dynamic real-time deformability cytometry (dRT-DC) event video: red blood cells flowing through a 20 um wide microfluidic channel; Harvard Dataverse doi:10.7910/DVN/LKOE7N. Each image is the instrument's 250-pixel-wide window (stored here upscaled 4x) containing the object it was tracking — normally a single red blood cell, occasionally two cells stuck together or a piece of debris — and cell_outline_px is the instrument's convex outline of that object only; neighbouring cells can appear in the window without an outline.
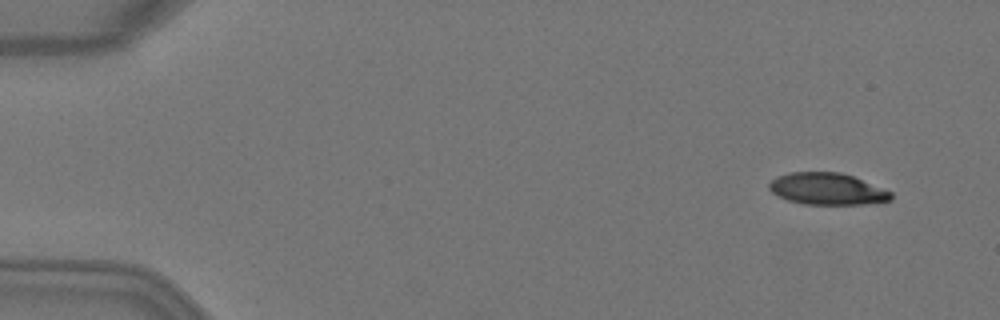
{"species": "Egyptian fruit bat (a non-hibernating species)", "species_latin": "Rousettus aegyptiacus", "temperature_condition": "warm", "stored_images_in_passage": 4, "camera_frame_rate_fps": 3000, "um_per_image_px": 0.085, "animal": {"sex": "female"}, "frame": {"image": 1, "passage_image": 1, "time_ms": 0.0, "image_size_px": [1000, 320], "cell_outline_px": [[892, 200], [868, 204], [804, 204], [788, 200], [772, 192], [768, 188], [768, 184], [776, 176], [788, 172], [840, 172], [852, 176], [892, 192]], "centroid_in_image_um": [70.3, 16.05], "position_along_channel_um": 14.7, "area_um2": 22.48}}